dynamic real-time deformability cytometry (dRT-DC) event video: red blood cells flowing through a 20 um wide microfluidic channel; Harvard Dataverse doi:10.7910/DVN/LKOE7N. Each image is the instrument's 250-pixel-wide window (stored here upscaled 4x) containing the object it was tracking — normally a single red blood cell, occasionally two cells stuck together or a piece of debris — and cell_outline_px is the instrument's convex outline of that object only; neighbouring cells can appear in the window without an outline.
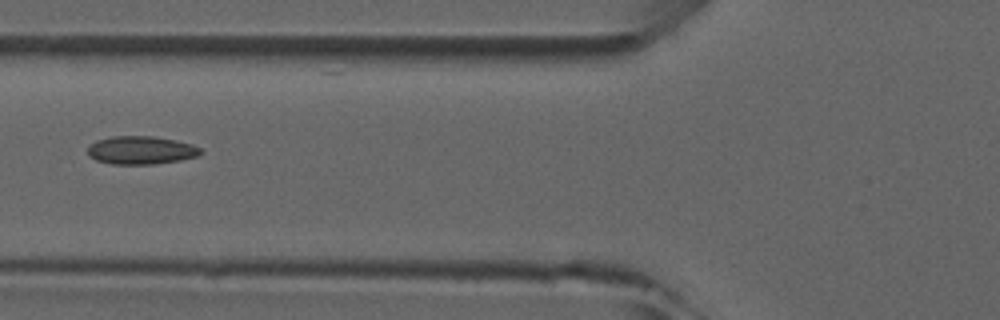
{"species": "common noctule bat (a hibernating species)", "species_latin": "Nyctalus noctula", "temperature_condition": "room temperature", "stored_images_in_passage": 8, "camera_frame_rate_fps": 3000, "um_per_image_px": 0.085, "animal": {"sex": "male", "forearm_length_mm": 52.5}, "frame": {"image": 1, "passage_image": 6, "time_ms": 6.0, "image_size_px": [1000, 320], "cell_outline_px": [[204, 152], [196, 156], [180, 160], [152, 164], [112, 164], [96, 160], [88, 156], [88, 148], [96, 140], [112, 136], [152, 136], [176, 140], [192, 144], [200, 148]], "centroid_in_image_um": [11.98, 12.76], "position_along_channel_um": 113.8, "area_um2": 18.5}}
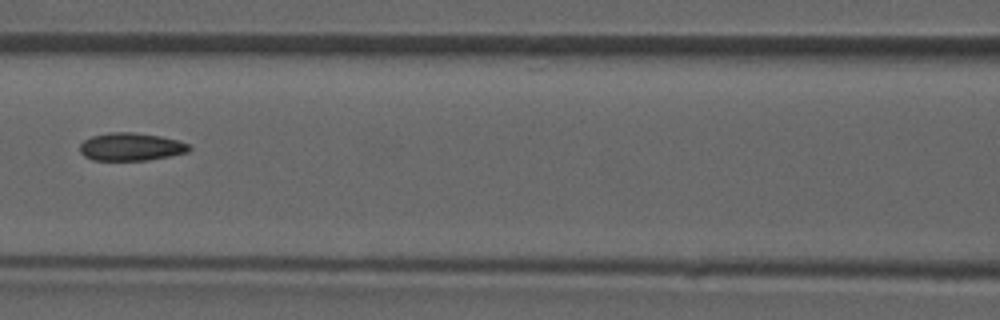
{"frame": {"image": 2, "passage_image": 7, "time_ms": 7.0, "image_size_px": [1000, 320], "cell_outline_px": [[192, 148], [188, 152], [172, 156], [148, 160], [92, 160], [84, 156], [80, 152], [80, 144], [84, 140], [92, 136], [108, 132], [132, 132], [160, 136], [180, 140], [188, 144]], "centroid_in_image_um": [11.15, 12.48], "position_along_channel_um": 155.4, "area_um2": 17.92}}